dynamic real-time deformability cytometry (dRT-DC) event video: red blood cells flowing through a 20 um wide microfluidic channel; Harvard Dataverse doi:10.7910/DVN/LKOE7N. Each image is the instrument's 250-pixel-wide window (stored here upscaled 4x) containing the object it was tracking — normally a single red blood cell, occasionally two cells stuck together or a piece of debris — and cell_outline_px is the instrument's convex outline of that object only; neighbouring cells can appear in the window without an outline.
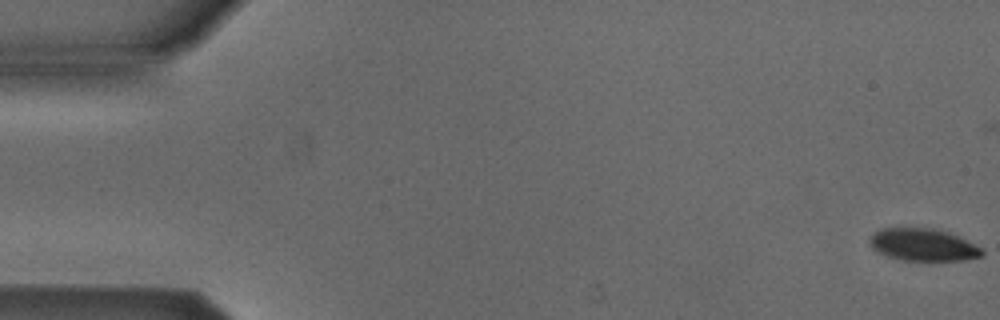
{"species": "Egyptian fruit bat (a non-hibernating species)", "species_latin": "Rousettus aegyptiacus", "temperature_condition": "cold", "stored_images_in_passage": 44, "camera_frame_rate_fps": 3000, "um_per_image_px": 0.085, "animal": {"sex": "male"}, "frame": {"image": 1, "passage_image": 1, "time_ms": 0.0, "image_size_px": [1000, 320], "cell_outline_px": [[984, 252], [980, 256], [964, 260], [904, 260], [888, 256], [872, 248], [872, 236], [876, 232], [884, 228], [932, 228], [948, 232], [980, 248]], "centroid_in_image_um": [78.47, 20.81], "position_along_channel_um": 6.5, "area_um2": 20.4}}
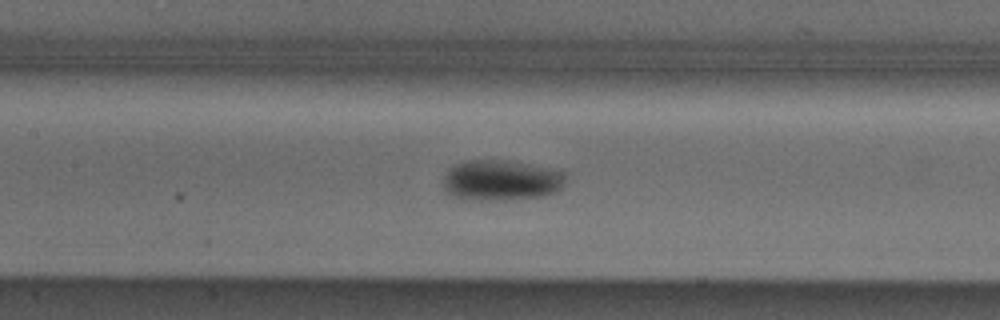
{"frame": {"image": 2, "passage_image": 25, "time_ms": 8.0, "image_size_px": [1000, 320], "cell_outline_px": [[564, 184], [556, 192], [540, 196], [496, 200], [452, 196], [444, 188], [444, 176], [448, 168], [456, 164], [468, 160], [500, 160], [524, 164], [564, 172]], "centroid_in_image_um": [42.56, 15.31], "position_along_channel_um": 164.8, "area_um2": 28.03}}
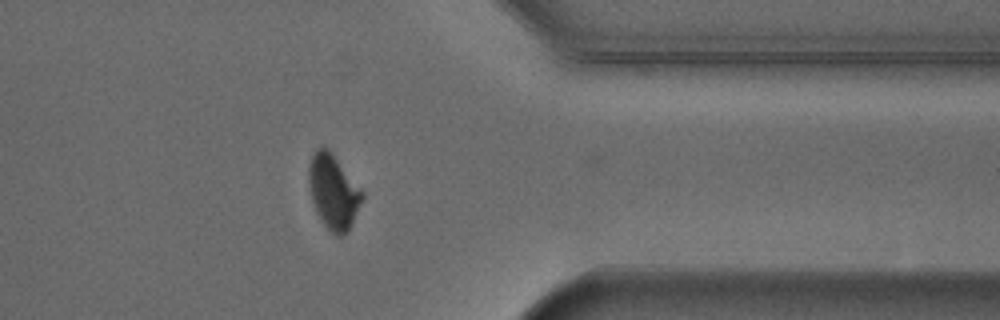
{"frame": {"image": 3, "passage_image": 43, "time_ms": 14.0, "image_size_px": [1000, 320], "cell_outline_px": [[364, 196], [348, 232], [344, 236], [336, 236], [324, 224], [316, 212], [312, 200], [308, 180], [308, 168], [312, 156], [316, 148], [328, 148], [332, 152], [364, 192]], "centroid_in_image_um": [28.34, 16.3], "position_along_channel_um": 383.1, "area_um2": 23.12}, "authors_computed_cell_mechanics": {"area_um2": 25.3742, "velocity_mm_per_s": 3.8605, "shape_relaxation_time_tau1_ms": 2.9661, "shape_relaxation_time_tau2_ms": null, "deformation_change_tau1": 0.1167, "deformation_change_tau2": null}}